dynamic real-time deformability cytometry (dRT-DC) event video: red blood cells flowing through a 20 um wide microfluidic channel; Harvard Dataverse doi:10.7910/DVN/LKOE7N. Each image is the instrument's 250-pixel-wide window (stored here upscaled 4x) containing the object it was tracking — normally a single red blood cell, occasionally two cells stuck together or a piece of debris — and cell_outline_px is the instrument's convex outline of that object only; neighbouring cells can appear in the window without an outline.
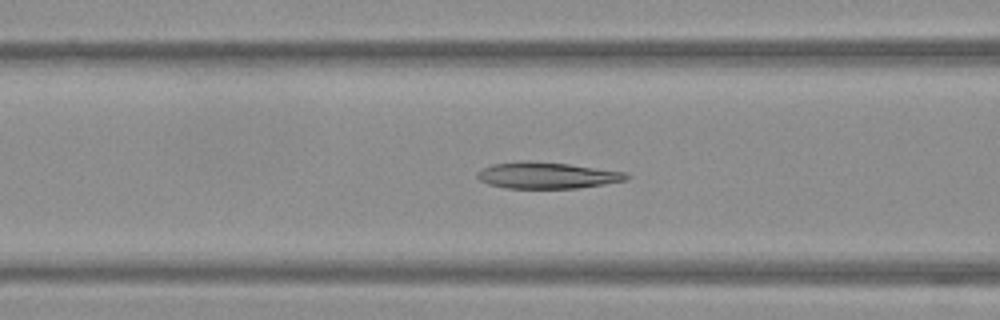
{"species": "Egyptian fruit bat (a non-hibernating species)", "species_latin": "Rousettus aegyptiacus", "temperature_condition": "warm", "stored_images_in_passage": 41, "camera_frame_rate_fps": 3000, "um_per_image_px": 0.085, "frame": {"image": 1, "passage_image": 8, "time_ms": 2.333, "image_size_px": [1000, 320], "cell_outline_px": [[632, 176], [628, 180], [604, 184], [576, 188], [504, 188], [488, 184], [480, 180], [476, 176], [476, 172], [492, 164], [520, 160], [528, 160], [568, 164], [624, 172]], "centroid_in_image_um": [46.47, 14.9], "position_along_channel_um": 120.1, "area_um2": 23.0}}
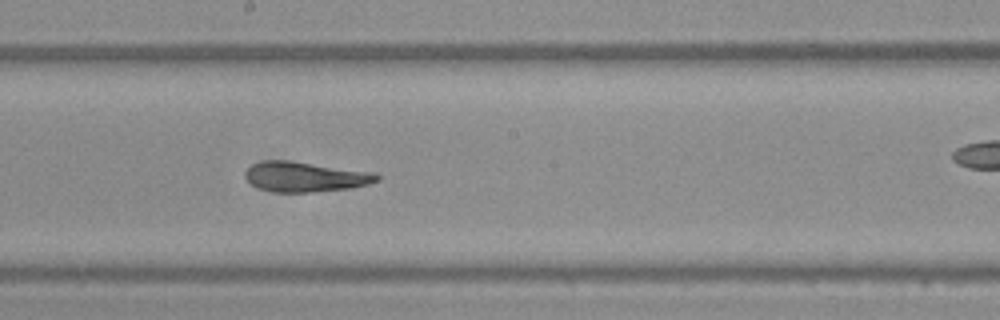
{"frame": {"image": 2, "passage_image": 16, "time_ms": 5.0, "image_size_px": [1000, 320], "cell_outline_px": [[380, 180], [368, 184], [352, 188], [312, 192], [272, 192], [260, 188], [252, 184], [244, 176], [244, 172], [252, 164], [264, 160], [288, 160], [376, 172], [380, 176]], "centroid_in_image_um": [25.97, 15.02], "position_along_channel_um": 222.2, "area_um2": 23.24}}
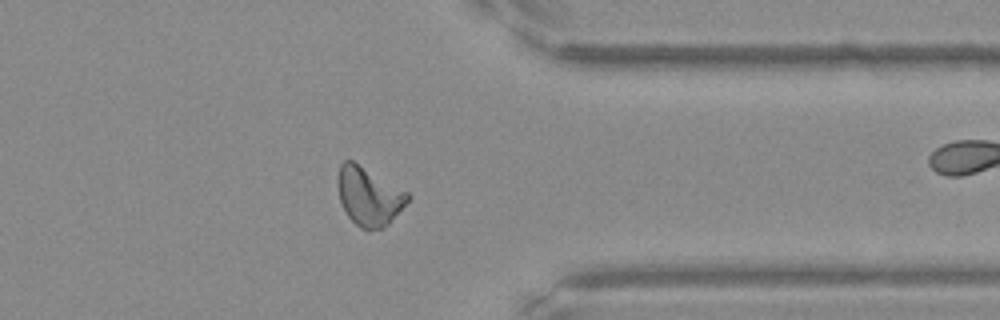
{"frame": {"image": 3, "passage_image": 29, "time_ms": 9.333, "image_size_px": [1000, 320], "cell_outline_px": [[412, 196], [388, 224], [380, 228], [368, 232], [360, 228], [348, 216], [340, 200], [336, 184], [336, 180], [340, 164], [344, 160], [352, 160], [408, 192]], "centroid_in_image_um": [31.33, 16.68], "position_along_channel_um": 380.1, "area_um2": 23.81}, "authors_computed_cell_mechanics": {"area_um2": 23.1778, "velocity_mm_per_s": 3.8285, "shape_relaxation_time_tau1_ms": 6.6938, "shape_relaxation_time_tau2_ms": 3.0808, "deformation_change_tau1": 0.2068, "deformation_change_tau2": 0.0979}}